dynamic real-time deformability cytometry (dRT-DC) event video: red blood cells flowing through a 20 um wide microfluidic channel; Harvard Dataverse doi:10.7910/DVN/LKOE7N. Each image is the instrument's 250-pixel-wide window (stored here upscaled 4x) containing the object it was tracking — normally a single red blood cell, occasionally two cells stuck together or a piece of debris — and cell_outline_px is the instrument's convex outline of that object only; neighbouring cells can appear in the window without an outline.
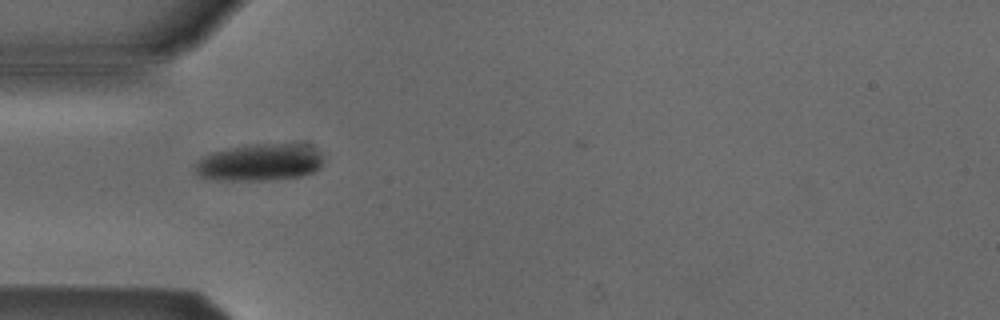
{"species": "Egyptian fruit bat (a non-hibernating species)", "species_latin": "Rousettus aegyptiacus", "temperature_condition": "cold", "stored_images_in_passage": 3, "camera_frame_rate_fps": 3000, "um_per_image_px": 0.085, "animal": {"sex": "male"}, "frame": {"image": 1, "passage_image": 2, "time_ms": 1.0, "image_size_px": [1000, 320], "cell_outline_px": [[324, 164], [316, 172], [304, 176], [264, 180], [216, 180], [200, 176], [192, 172], [196, 164], [204, 156], [212, 152], [232, 148], [256, 144], [308, 144], [320, 152], [324, 156]], "centroid_in_image_um": [22.15, 13.81], "position_along_channel_um": 62.9, "area_um2": 27.92}}